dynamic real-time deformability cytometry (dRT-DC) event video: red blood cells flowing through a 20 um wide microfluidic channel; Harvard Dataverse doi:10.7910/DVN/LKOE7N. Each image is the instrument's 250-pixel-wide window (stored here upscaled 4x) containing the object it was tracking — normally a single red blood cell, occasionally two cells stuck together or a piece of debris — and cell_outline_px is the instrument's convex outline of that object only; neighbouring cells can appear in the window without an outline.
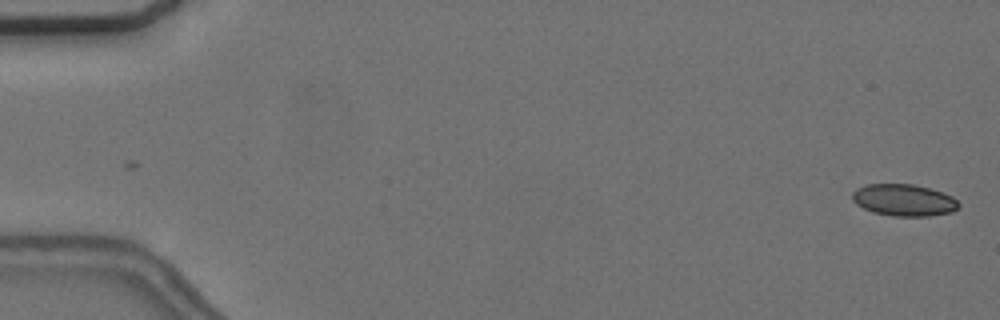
{"species": "common noctule bat (a hibernating species)", "species_latin": "Nyctalus noctula", "temperature_condition": "cold", "stored_images_in_passage": 4, "camera_frame_rate_fps": 3000, "um_per_image_px": 0.085, "animal": {"sex": "female", "body_mass_g": 24.6, "forearm_length_mm": 56.2}, "frame": {"image": 1, "passage_image": 1, "time_ms": 0.0, "image_size_px": [1000, 320], "cell_outline_px": [[960, 204], [952, 212], [928, 216], [892, 216], [872, 212], [856, 204], [852, 200], [852, 192], [856, 188], [868, 184], [912, 184], [944, 192], [952, 196]], "centroid_in_image_um": [76.81, 17.01], "position_along_channel_um": 8.2, "area_um2": 19.77}}